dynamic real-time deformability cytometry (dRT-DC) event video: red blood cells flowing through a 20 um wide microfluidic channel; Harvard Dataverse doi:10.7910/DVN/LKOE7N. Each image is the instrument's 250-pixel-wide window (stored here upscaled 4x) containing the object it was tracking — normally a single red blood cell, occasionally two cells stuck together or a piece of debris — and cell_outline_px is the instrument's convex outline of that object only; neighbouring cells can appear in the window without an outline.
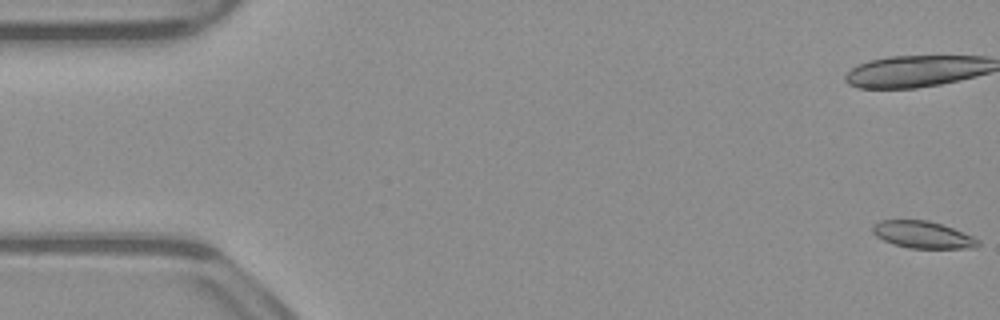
{"species": "common noctule bat (a hibernating species)", "species_latin": "Nyctalus noctula", "temperature_condition": "warm", "stored_images_in_passage": 26, "camera_frame_rate_fps": 3000, "um_per_image_px": 0.085, "animal": {"sex": "male", "body_mass_g": 23.1, "forearm_length_mm": 52.7}, "frame": {"image": 1, "passage_image": 1, "time_ms": 0.0, "image_size_px": [1000, 320], "cell_outline_px": [[980, 244], [976, 248], [908, 248], [884, 240], [876, 236], [872, 232], [872, 224], [880, 220], [928, 220], [952, 228], [972, 236], [980, 240]], "centroid_in_image_um": [78.43, 19.95], "position_along_channel_um": 6.6, "area_um2": 16.53}}